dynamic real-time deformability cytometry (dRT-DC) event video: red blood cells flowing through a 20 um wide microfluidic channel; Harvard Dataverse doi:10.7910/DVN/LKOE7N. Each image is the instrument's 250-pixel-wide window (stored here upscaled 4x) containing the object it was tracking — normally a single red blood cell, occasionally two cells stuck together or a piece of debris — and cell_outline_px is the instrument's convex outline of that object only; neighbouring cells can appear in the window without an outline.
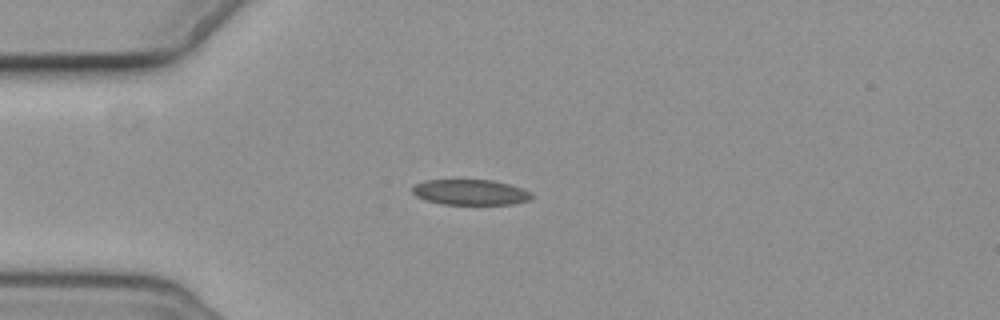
{"species": "common noctule bat (a hibernating species)", "species_latin": "Nyctalus noctula", "temperature_condition": "cold", "stored_images_in_passage": 4, "camera_frame_rate_fps": 3000, "um_per_image_px": 0.085, "animal": {"sex": "female", "body_mass_g": 19.3, "forearm_length_mm": 54.1}, "frame": {"image": 1, "passage_image": 3, "time_ms": 3.667, "image_size_px": [1000, 320], "cell_outline_px": [[532, 196], [528, 200], [516, 204], [440, 204], [424, 200], [416, 196], [412, 192], [412, 188], [416, 184], [428, 180], [492, 180], [508, 184], [532, 192]], "centroid_in_image_um": [39.97, 16.35], "position_along_channel_um": 45.0, "area_um2": 17.63}}